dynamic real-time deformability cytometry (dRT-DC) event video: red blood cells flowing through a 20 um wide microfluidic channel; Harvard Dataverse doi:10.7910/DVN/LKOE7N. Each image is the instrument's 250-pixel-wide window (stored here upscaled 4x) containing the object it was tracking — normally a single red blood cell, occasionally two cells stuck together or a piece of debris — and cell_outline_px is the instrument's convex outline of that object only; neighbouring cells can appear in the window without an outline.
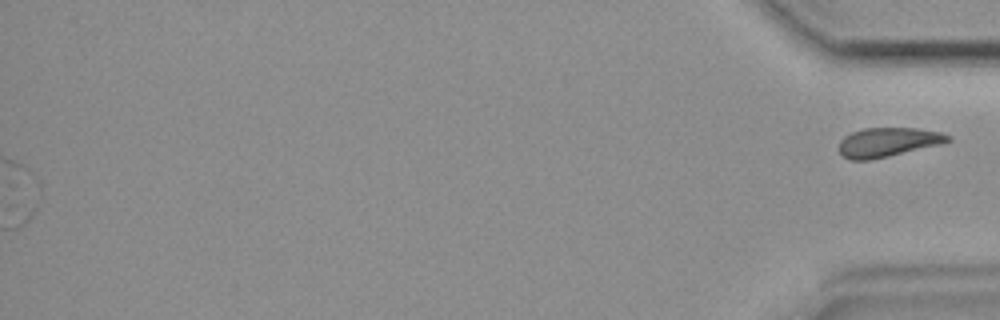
{"species": "common noctule bat (a hibernating species)", "species_latin": "Nyctalus noctula", "temperature_condition": "room temperature", "stored_images_in_passage": 48, "segment_of_instrument_passage": [2, 2], "camera_frame_rate_fps": 3000, "um_per_image_px": 0.085, "animal": {"sex": "female", "body_mass_g": 19.9}, "frame": {"image": 1, "passage_image": 48, "time_ms": 15.667, "image_size_px": [1000, 320], "cell_outline_px": [[952, 140], [940, 144], [888, 156], [868, 160], [848, 160], [840, 152], [840, 140], [844, 136], [852, 132], [864, 128], [920, 128], [940, 132], [952, 136]], "centroid_in_image_um": [75.48, 12.07], "position_along_channel_um": 359.7, "area_um2": 18.44}}